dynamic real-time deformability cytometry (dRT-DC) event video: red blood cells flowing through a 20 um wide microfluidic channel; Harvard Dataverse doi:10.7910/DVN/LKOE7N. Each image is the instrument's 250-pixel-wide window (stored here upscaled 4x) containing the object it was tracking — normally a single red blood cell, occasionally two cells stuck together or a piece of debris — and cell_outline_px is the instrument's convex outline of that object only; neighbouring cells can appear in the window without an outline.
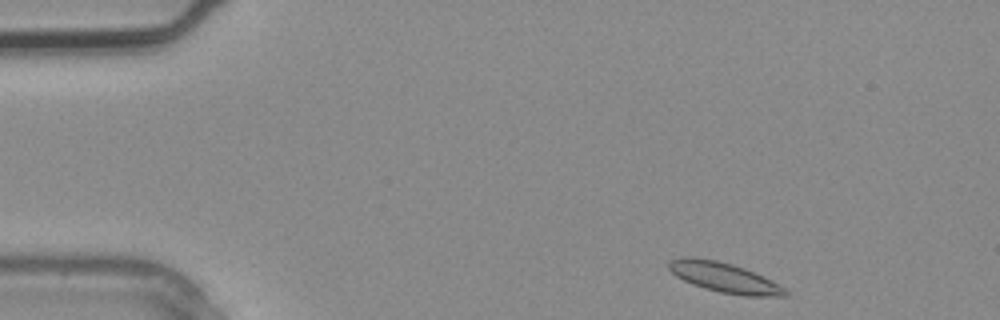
{"species": "common noctule bat (a hibernating species)", "species_latin": "Nyctalus noctula", "temperature_condition": "warm", "stored_images_in_passage": 3, "segment_of_instrument_passage": [2, 2], "camera_frame_rate_fps": 3000, "um_per_image_px": 0.085, "animal": {"sex": "male", "body_mass_g": 20.4}, "frame": {"image": 1, "passage_image": 3, "time_ms": 0.667, "image_size_px": [1000, 320], "cell_outline_px": [[788, 296], [744, 296], [720, 292], [704, 288], [692, 284], [676, 276], [668, 268], [668, 264], [672, 260], [680, 256], [692, 256], [716, 260], [732, 264], [744, 268], [764, 276], [784, 288], [788, 292]], "centroid_in_image_um": [61.55, 23.58], "position_along_channel_um": 23.5, "area_um2": 20.29}}